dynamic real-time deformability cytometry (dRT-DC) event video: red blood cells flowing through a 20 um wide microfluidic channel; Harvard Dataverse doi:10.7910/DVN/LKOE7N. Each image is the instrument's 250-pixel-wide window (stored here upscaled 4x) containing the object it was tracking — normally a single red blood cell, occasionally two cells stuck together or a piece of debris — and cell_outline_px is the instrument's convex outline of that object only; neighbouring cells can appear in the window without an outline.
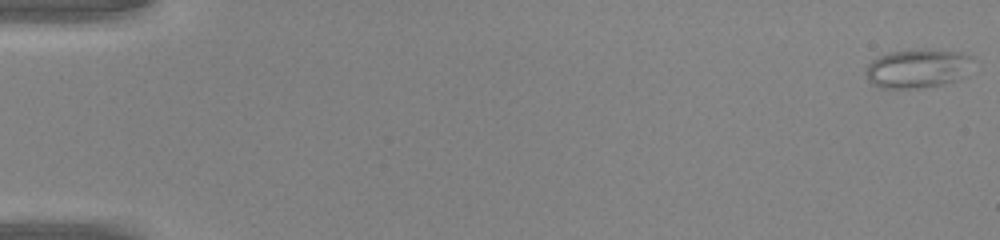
{"species": "common noctule bat (a hibernating species)", "species_latin": "Nyctalus noctula", "temperature_condition": "warm", "stored_images_in_passage": 47, "camera_frame_rate_fps": 3000, "um_per_image_px": 0.085, "animal": {"sex": "male", "body_mass_g": 20.0, "forearm_length_mm": 53.3}, "frame": {"image": 1, "passage_image": 1, "time_ms": 0.0, "image_size_px": [1000, 240], "cell_outline_px": [[972, 56], [964, 76], [944, 84], [920, 88], [880, 88], [872, 84], [868, 80], [864, 72], [868, 64], [872, 60], [880, 56], [892, 52], [924, 48], [960, 52]], "centroid_in_image_um": [77.94, 5.82], "position_along_channel_um": 7.1, "area_um2": 24.22}}
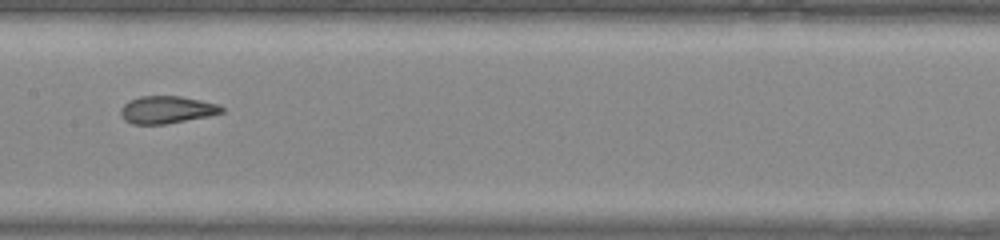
{"frame": {"image": 2, "passage_image": 25, "time_ms": 8.0, "image_size_px": [1000, 240], "cell_outline_px": [[224, 112], [208, 116], [164, 124], [132, 124], [124, 120], [120, 112], [120, 108], [128, 100], [140, 96], [180, 96], [220, 104], [224, 108]], "centroid_in_image_um": [14.16, 9.32], "position_along_channel_um": 193.2, "area_um2": 16.18}}
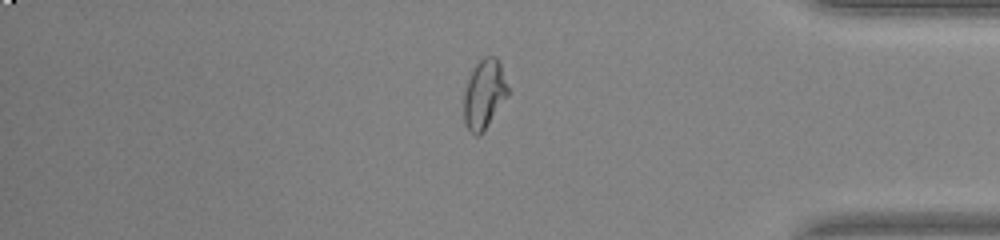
{"frame": {"image": 3, "passage_image": 40, "time_ms": 13.0, "image_size_px": [1000, 240], "cell_outline_px": [[508, 96], [484, 132], [480, 136], [476, 136], [464, 124], [464, 92], [472, 68], [484, 56], [496, 56], [500, 64], [508, 88]], "centroid_in_image_um": [41.15, 8.02], "position_along_channel_um": 394.0, "area_um2": 17.86}}